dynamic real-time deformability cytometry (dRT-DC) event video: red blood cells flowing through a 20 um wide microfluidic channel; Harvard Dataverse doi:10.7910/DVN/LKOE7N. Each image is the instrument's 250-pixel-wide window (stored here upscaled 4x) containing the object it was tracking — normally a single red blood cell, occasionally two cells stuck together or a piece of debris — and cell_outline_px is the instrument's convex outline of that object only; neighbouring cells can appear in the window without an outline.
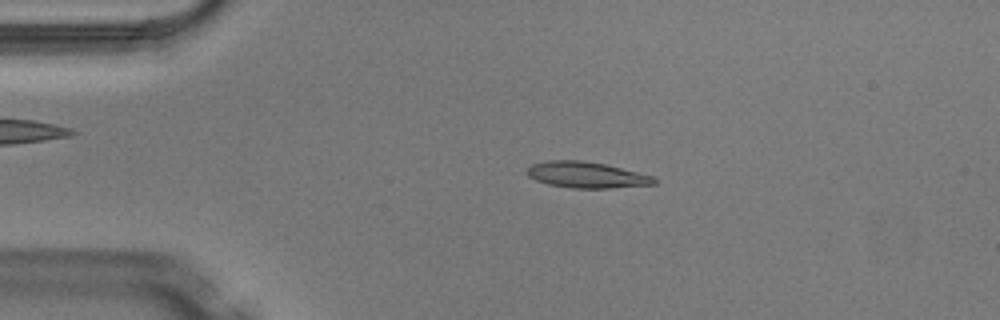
{"species": "Egyptian fruit bat (a non-hibernating species)", "species_latin": "Rousettus aegyptiacus", "temperature_condition": "warm", "stored_images_in_passage": 4, "segment_of_instrument_passage": [1, 2], "camera_frame_rate_fps": 3000, "um_per_image_px": 0.085, "animal": {"sex": "male"}, "frame": {"image": 1, "passage_image": 2, "time_ms": 0.333, "image_size_px": [1000, 320], "cell_outline_px": [[656, 184], [612, 188], [572, 188], [548, 184], [536, 180], [528, 176], [524, 172], [532, 164], [548, 160], [584, 160], [608, 164], [656, 176]], "centroid_in_image_um": [49.89, 14.85], "position_along_channel_um": 35.1, "area_um2": 19.71}}